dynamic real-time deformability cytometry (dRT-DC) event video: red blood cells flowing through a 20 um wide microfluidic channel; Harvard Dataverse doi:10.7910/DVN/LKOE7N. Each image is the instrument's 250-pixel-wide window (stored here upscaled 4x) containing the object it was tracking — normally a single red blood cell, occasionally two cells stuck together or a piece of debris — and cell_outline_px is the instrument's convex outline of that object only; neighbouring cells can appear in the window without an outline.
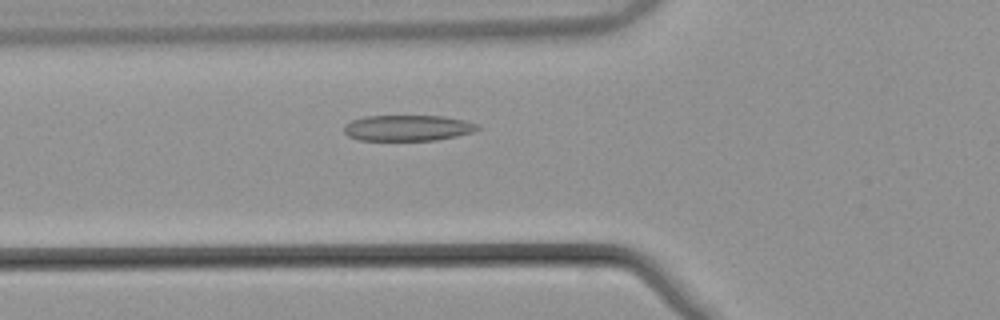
{"species": "common noctule bat (a hibernating species)", "species_latin": "Nyctalus noctula", "temperature_condition": "warm", "stored_images_in_passage": 51, "camera_frame_rate_fps": 3000, "um_per_image_px": 0.085, "animal": {"sex": "male", "body_mass_g": 21.5, "forearm_length_mm": 52.0}, "frame": {"image": 1, "passage_image": 17, "time_ms": 5.333, "image_size_px": [1000, 320], "cell_outline_px": [[480, 128], [472, 132], [456, 136], [436, 140], [360, 140], [348, 136], [344, 132], [344, 124], [352, 120], [364, 116], [444, 116], [464, 120], [480, 124]], "centroid_in_image_um": [34.66, 10.87], "position_along_channel_um": 91.1, "area_um2": 20.17}}
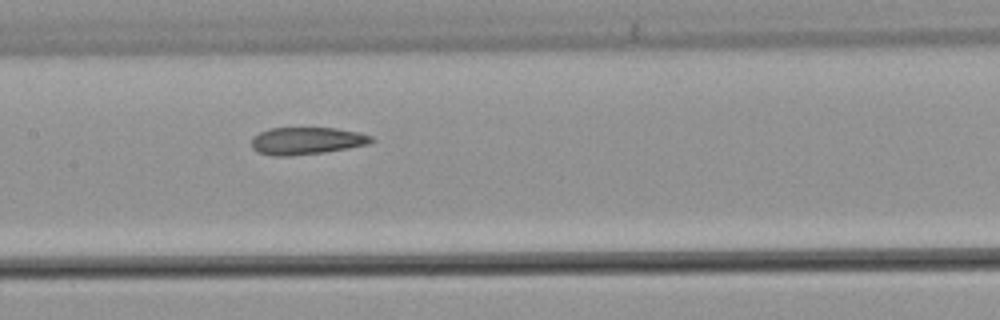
{"frame": {"image": 2, "passage_image": 24, "time_ms": 7.667, "image_size_px": [1000, 320], "cell_outline_px": [[376, 140], [368, 144], [348, 148], [324, 152], [292, 156], [272, 156], [256, 152], [252, 148], [252, 136], [268, 128], [336, 128], [360, 132], [372, 136]], "centroid_in_image_um": [26.05, 11.97], "position_along_channel_um": 181.3, "area_um2": 19.31}}
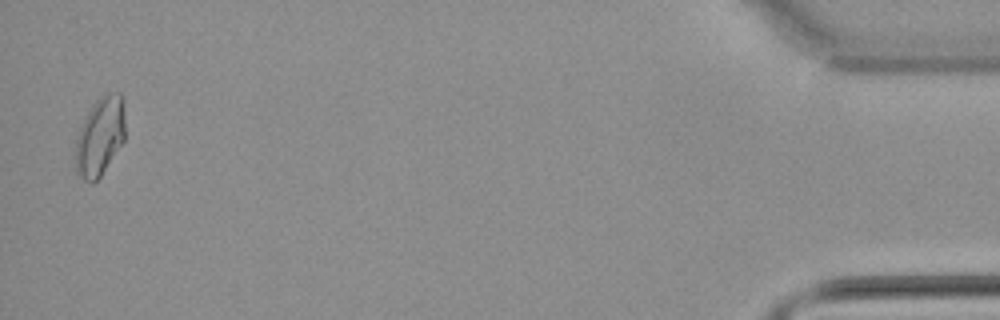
{"frame": {"image": 3, "passage_image": 50, "time_ms": 16.333, "image_size_px": [1000, 320], "cell_outline_px": [[124, 140], [100, 176], [92, 184], [84, 180], [76, 172], [76, 136], [84, 116], [96, 100], [104, 92], [120, 92], [124, 100]], "centroid_in_image_um": [8.49, 11.54], "position_along_channel_um": 426.7, "area_um2": 22.89}, "authors_computed_cell_mechanics": {"area_um2": 19.9988, "velocity_mm_per_s": 3.8446, "shape_relaxation_time_tau1_ms": null, "shape_relaxation_time_tau2_ms": 2.1063, "deformation_change_tau1": null, "deformation_change_tau2": 0.0904}}